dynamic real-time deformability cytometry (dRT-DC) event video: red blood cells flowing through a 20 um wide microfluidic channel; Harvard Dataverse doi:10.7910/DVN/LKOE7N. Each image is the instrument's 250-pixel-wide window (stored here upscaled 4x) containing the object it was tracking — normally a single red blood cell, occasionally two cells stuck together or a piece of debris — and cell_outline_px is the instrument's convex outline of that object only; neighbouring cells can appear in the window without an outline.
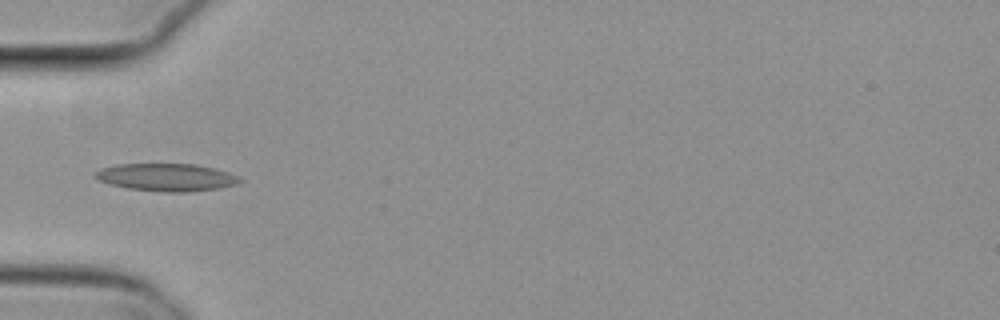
{"species": "common noctule bat (a hibernating species)", "species_latin": "Nyctalus noctula", "temperature_condition": "cold", "stored_images_in_passage": 2, "camera_frame_rate_fps": 3000, "um_per_image_px": 0.085, "animal": {"sex": "female", "body_mass_g": 29.2, "forearm_length_mm": 56.3}, "frame": {"image": 1, "passage_image": 2, "time_ms": 0.333, "image_size_px": [1000, 320], "cell_outline_px": [[244, 180], [236, 184], [220, 188], [188, 192], [164, 192], [128, 188], [108, 184], [92, 176], [100, 168], [116, 164], [196, 164], [216, 168], [228, 172]], "centroid_in_image_um": [14.15, 15.06], "position_along_channel_um": 70.9, "area_um2": 23.35}}